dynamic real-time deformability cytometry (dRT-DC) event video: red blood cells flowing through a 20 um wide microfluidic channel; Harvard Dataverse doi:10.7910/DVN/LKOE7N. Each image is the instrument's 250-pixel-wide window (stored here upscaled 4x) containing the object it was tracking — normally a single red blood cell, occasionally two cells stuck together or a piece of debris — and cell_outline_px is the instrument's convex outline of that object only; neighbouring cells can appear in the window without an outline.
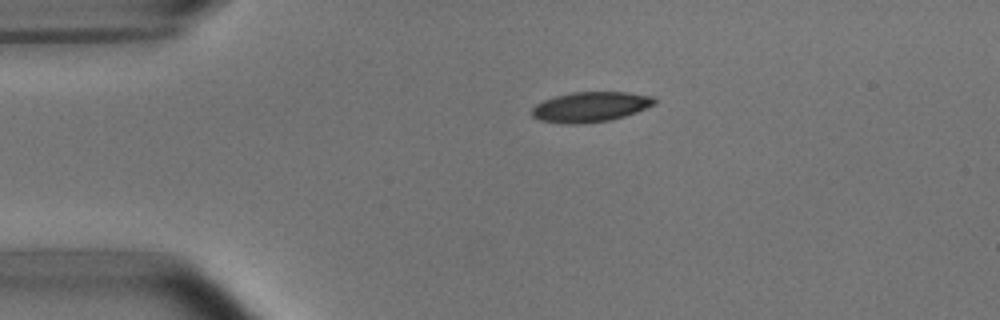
{"species": "common noctule bat (a hibernating species)", "species_latin": "Nyctalus noctula", "temperature_condition": "room temperature", "stored_images_in_passage": 2, "camera_frame_rate_fps": 3000, "um_per_image_px": 0.085, "animal": {"sex": "male", "body_mass_g": 15.6}, "frame": {"image": 1, "passage_image": 1, "time_ms": 0.0, "image_size_px": [1000, 320], "cell_outline_px": [[656, 104], [636, 112], [612, 120], [584, 124], [564, 124], [540, 120], [532, 116], [532, 108], [536, 104], [544, 100], [556, 96], [572, 92], [628, 92], [652, 96], [656, 100]], "centroid_in_image_um": [50.19, 9.09], "position_along_channel_um": 34.8, "area_um2": 21.62}}